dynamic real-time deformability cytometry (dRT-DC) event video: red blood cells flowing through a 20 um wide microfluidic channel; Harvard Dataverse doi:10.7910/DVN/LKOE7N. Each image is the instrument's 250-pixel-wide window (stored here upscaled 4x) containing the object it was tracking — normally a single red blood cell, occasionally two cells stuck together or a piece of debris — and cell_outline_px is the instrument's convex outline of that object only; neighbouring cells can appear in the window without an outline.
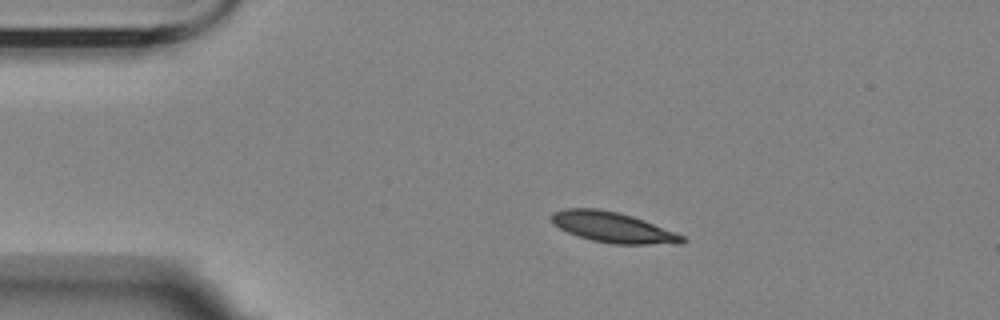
{"species": "Egyptian fruit bat (a non-hibernating species)", "species_latin": "Rousettus aegyptiacus", "temperature_condition": "room temperature", "stored_images_in_passage": 7, "camera_frame_rate_fps": 3000, "um_per_image_px": 0.085, "animal": {"sex": "female"}, "frame": {"image": 1, "passage_image": 3, "time_ms": 2.333, "image_size_px": [1000, 320], "cell_outline_px": [[688, 240], [684, 244], [612, 244], [592, 240], [568, 232], [552, 224], [548, 216], [552, 212], [564, 208], [596, 208], [616, 212], [632, 216], [644, 220], [676, 232], [684, 236]], "centroid_in_image_um": [52.1, 19.32], "position_along_channel_um": 32.9, "area_um2": 23.41}}
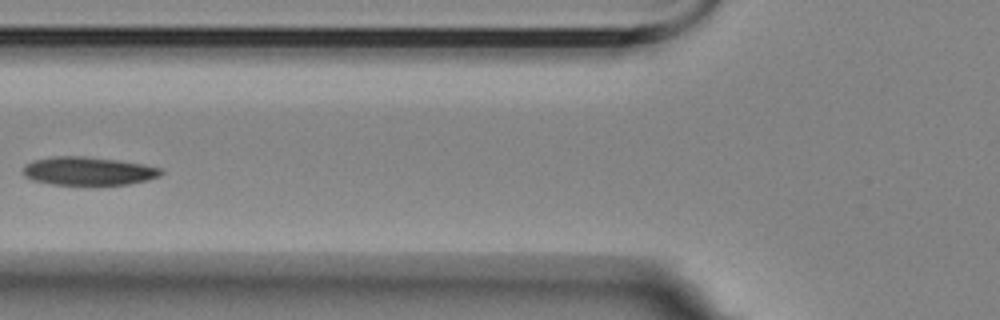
{"frame": {"image": 2, "passage_image": 6, "time_ms": 6.0, "image_size_px": [1000, 320], "cell_outline_px": [[164, 172], [160, 176], [148, 180], [128, 184], [52, 184], [32, 180], [24, 176], [24, 168], [32, 160], [52, 156], [84, 156], [116, 160], [144, 164], [164, 168]], "centroid_in_image_um": [7.55, 14.53], "position_along_channel_um": 118.2, "area_um2": 22.72}}
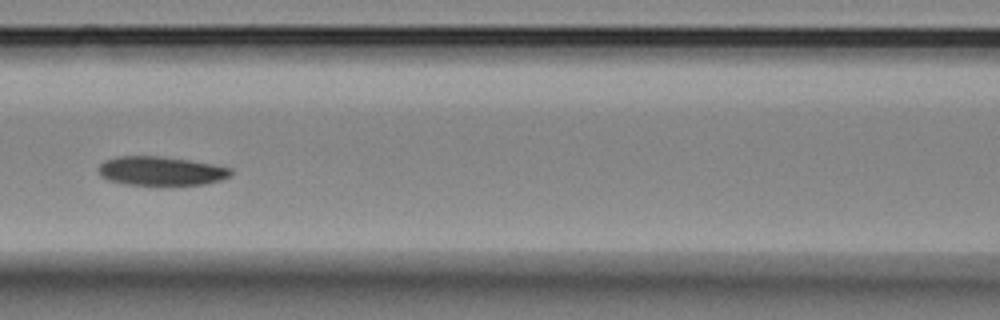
{"frame": {"image": 3, "passage_image": 7, "time_ms": 7.0, "image_size_px": [1000, 320], "cell_outline_px": [[232, 176], [220, 180], [204, 184], [124, 184], [108, 180], [100, 176], [96, 168], [104, 160], [116, 156], [164, 156], [212, 164], [232, 168]], "centroid_in_image_um": [13.64, 14.52], "position_along_channel_um": 153.0, "area_um2": 22.37}}